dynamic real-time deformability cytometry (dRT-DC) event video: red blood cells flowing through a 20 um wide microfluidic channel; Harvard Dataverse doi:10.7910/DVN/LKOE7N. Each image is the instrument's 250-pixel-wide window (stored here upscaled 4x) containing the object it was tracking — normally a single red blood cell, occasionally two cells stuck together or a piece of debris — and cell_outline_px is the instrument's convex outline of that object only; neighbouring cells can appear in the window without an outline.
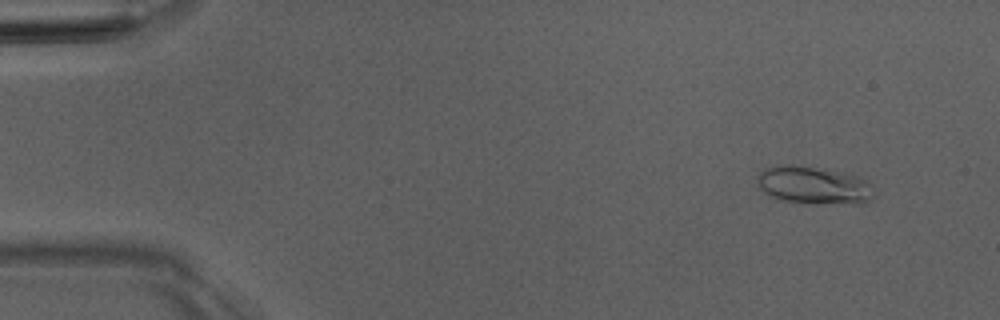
{"species": "Egyptian fruit bat (a non-hibernating species)", "species_latin": "Rousettus aegyptiacus", "temperature_condition": "room temperature", "stored_images_in_passage": 5, "camera_frame_rate_fps": 3000, "um_per_image_px": 0.085, "animal": {"sex": "male"}, "frame": {"image": 1, "passage_image": 2, "time_ms": 1.0, "image_size_px": [1000, 320], "cell_outline_px": [[868, 200], [864, 204], [816, 204], [780, 200], [764, 192], [760, 188], [760, 172], [764, 168], [780, 164], [792, 164], [844, 172], [860, 176], [868, 180]], "centroid_in_image_um": [69.14, 15.74], "position_along_channel_um": 15.9, "area_um2": 25.43}}